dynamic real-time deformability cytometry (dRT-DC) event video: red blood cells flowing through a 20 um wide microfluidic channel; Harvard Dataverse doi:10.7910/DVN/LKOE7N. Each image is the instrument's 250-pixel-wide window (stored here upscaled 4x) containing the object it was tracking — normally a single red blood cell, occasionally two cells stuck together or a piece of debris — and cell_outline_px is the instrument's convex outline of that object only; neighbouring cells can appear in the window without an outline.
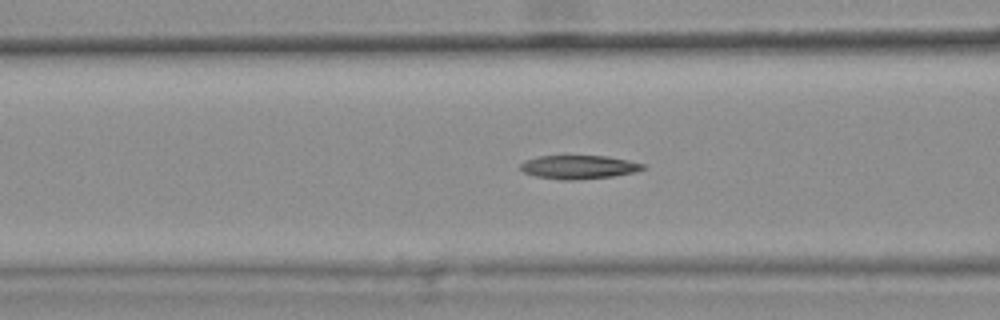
{"species": "common noctule bat (a hibernating species)", "species_latin": "Nyctalus noctula", "temperature_condition": "warm", "stored_images_in_passage": 46, "camera_frame_rate_fps": 3000, "um_per_image_px": 0.085, "animal": {"sex": "female", "body_mass_g": 25.1}, "frame": {"image": 1, "passage_image": 20, "time_ms": 6.333, "image_size_px": [1000, 320], "cell_outline_px": [[644, 168], [636, 172], [612, 176], [572, 180], [560, 180], [536, 176], [524, 172], [520, 168], [520, 164], [524, 160], [540, 156], [608, 156], [628, 160], [644, 164]], "centroid_in_image_um": [49.18, 14.2], "position_along_channel_um": 117.4, "area_um2": 16.76}, "authors_computed_cell_mechanics": {"area_um2": 17.3111, "velocity_mm_per_s": 3.714, "shape_relaxation_time_tau1_ms": null, "shape_relaxation_time_tau2_ms": 5.9678, "deformation_change_tau1": null, "deformation_change_tau2": 0.1382}}